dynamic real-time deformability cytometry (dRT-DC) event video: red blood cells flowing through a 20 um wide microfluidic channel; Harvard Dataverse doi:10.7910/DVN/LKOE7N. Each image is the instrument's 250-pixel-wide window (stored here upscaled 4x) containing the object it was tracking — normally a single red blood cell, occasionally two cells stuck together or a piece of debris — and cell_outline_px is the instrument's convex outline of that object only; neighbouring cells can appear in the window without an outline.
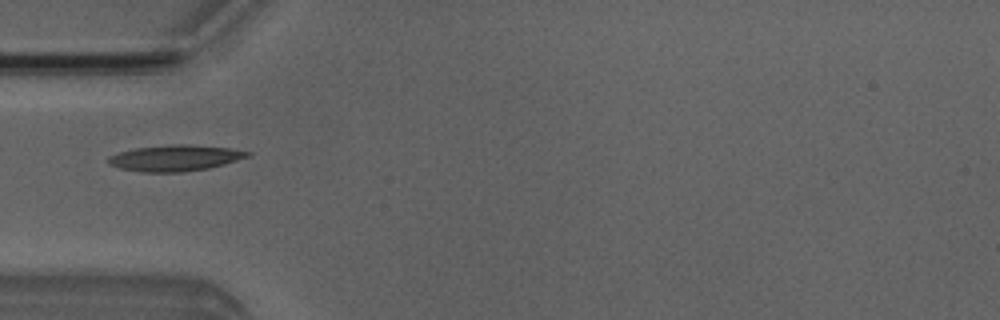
{"species": "Egyptian fruit bat (a non-hibernating species)", "species_latin": "Rousettus aegyptiacus", "temperature_condition": "room temperature", "stored_images_in_passage": 4, "camera_frame_rate_fps": 3000, "um_per_image_px": 0.085, "animal": {"sex": "male"}, "frame": {"image": 1, "passage_image": 4, "time_ms": 4.333, "image_size_px": [1000, 320], "cell_outline_px": [[252, 156], [224, 164], [208, 168], [180, 172], [144, 172], [120, 168], [108, 164], [108, 156], [120, 152], [136, 148], [172, 144], [188, 144], [228, 148], [252, 152]], "centroid_in_image_um": [14.9, 13.43], "position_along_channel_um": 70.1, "area_um2": 21.04}}